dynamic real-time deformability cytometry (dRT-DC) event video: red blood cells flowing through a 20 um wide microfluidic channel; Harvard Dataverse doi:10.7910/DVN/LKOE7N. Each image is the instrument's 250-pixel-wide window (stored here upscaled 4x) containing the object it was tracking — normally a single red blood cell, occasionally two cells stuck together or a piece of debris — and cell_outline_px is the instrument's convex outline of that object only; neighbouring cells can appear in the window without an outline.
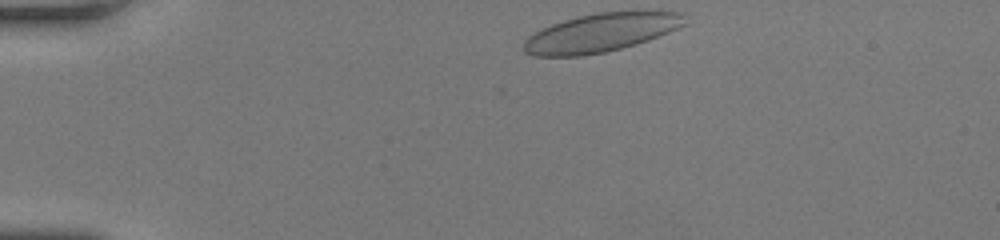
{"species": "human", "species_latin": "Homo sapiens", "temperature_condition": "room temperature", "stored_images_in_passage": 35, "camera_frame_rate_fps": 3000, "um_per_image_px": 0.085, "donor": {"sex": "female"}, "frame": {"image": 1, "passage_image": 1, "time_ms": 0.0, "image_size_px": [1000, 240], "cell_outline_px": [[684, 24], [668, 32], [648, 40], [636, 44], [604, 52], [584, 56], [532, 56], [524, 52], [524, 40], [528, 36], [552, 24], [564, 20], [596, 12], [684, 12]], "centroid_in_image_um": [51.02, 2.79], "position_along_channel_um": 34.0, "area_um2": 35.6}}
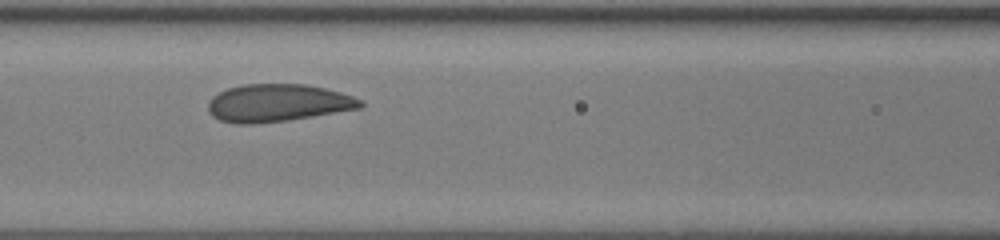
{"frame": {"image": 2, "passage_image": 14, "time_ms": 4.333, "image_size_px": [1000, 240], "cell_outline_px": [[364, 104], [360, 108], [288, 120], [252, 124], [232, 124], [220, 120], [212, 116], [208, 112], [208, 100], [212, 96], [228, 88], [244, 84], [304, 84], [324, 88], [340, 92], [352, 96], [360, 100]], "centroid_in_image_um": [23.55, 8.75], "position_along_channel_um": 143.0, "area_um2": 33.29}}
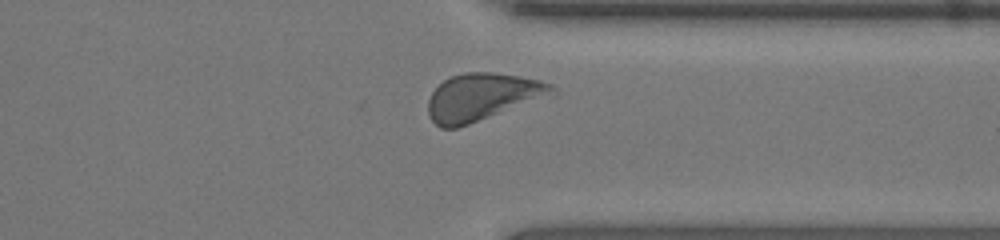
{"frame": {"image": 3, "passage_image": 31, "time_ms": 10.0, "image_size_px": [1000, 240], "cell_outline_px": [[556, 96], [456, 128], [440, 128], [428, 116], [428, 100], [432, 92], [444, 80], [452, 76], [464, 72], [492, 72], [520, 76], [540, 80], [552, 84], [556, 88]], "centroid_in_image_um": [41.07, 8.25], "position_along_channel_um": 370.3, "area_um2": 34.74}, "authors_computed_cell_mechanics": {"area_um2": 33.3506, "velocity_mm_per_s": 3.9998, "shape_relaxation_time_tau1_ms": 3.127, "shape_relaxation_time_tau2_ms": 0.7051, "deformation_change_tau1": 0.0971, "deformation_change_tau2": 0.0771}}